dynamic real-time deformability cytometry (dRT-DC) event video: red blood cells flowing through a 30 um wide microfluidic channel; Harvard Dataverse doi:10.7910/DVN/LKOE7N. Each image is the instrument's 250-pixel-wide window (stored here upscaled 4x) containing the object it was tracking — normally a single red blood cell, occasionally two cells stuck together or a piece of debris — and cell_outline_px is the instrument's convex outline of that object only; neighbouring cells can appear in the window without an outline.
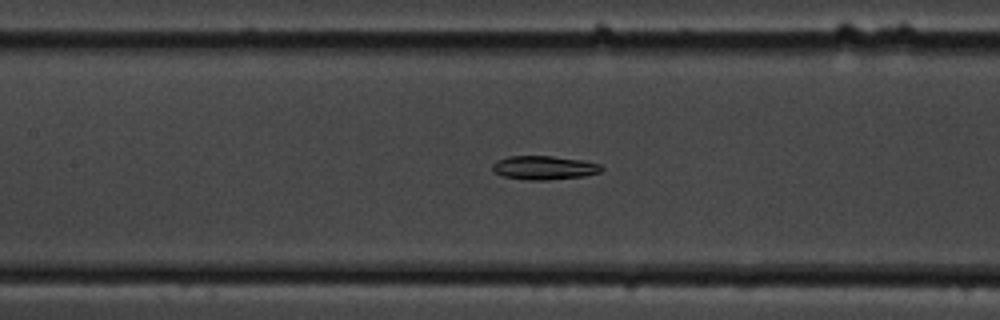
{"species": "common noctule bat (a hibernating species)", "species_latin": "Nyctalus noctula", "temperature_condition": "cold", "stored_images_in_passage": 59, "camera_frame_rate_fps": 3000, "um_per_image_px": 0.085, "animal": {"sex": "male", "body_mass_g": 19.5, "forearm_length_mm": 54.6}, "frame": {"image": 1, "passage_image": 27, "time_ms": 8.667, "image_size_px": [1000, 320], "cell_outline_px": [[604, 168], [600, 172], [584, 176], [548, 180], [528, 180], [504, 176], [496, 172], [492, 168], [492, 164], [496, 160], [508, 156], [552, 156], [584, 160], [600, 164]], "centroid_in_image_um": [46.27, 14.25], "position_along_channel_um": 161.1, "area_um2": 15.14}}
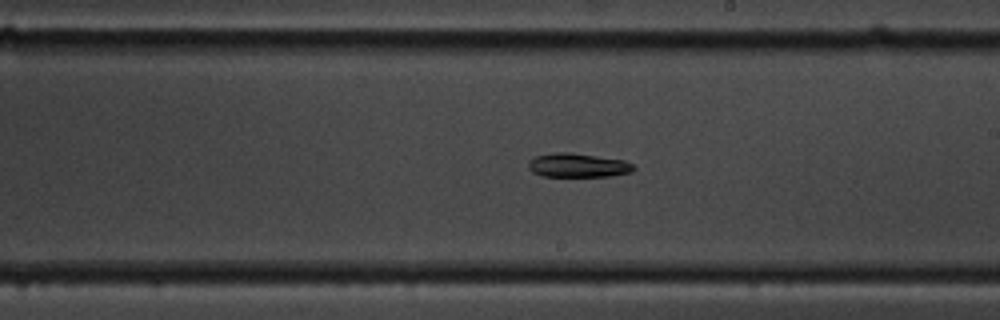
{"frame": {"image": 2, "passage_image": 34, "time_ms": 11.0, "image_size_px": [1000, 320], "cell_outline_px": [[636, 168], [632, 172], [612, 176], [544, 176], [532, 172], [528, 168], [528, 160], [536, 156], [556, 152], [568, 152], [624, 160], [632, 164]], "centroid_in_image_um": [49.12, 14.05], "position_along_channel_um": 239.9, "area_um2": 14.68}}
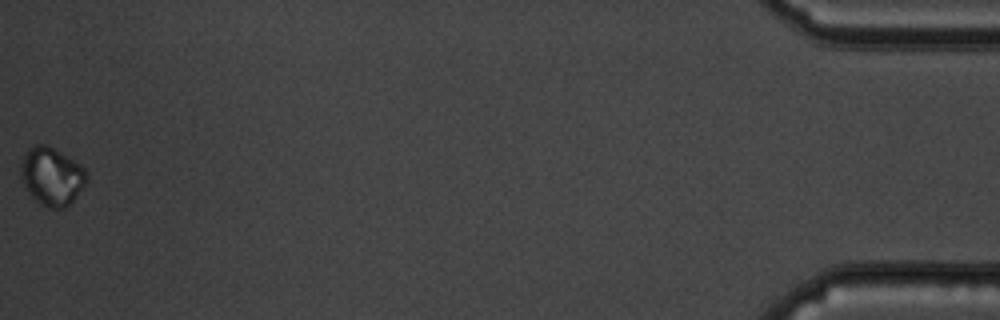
{"frame": {"image": 3, "passage_image": 59, "time_ms": 19.333, "image_size_px": [1000, 320], "cell_outline_px": [[88, 180], [76, 196], [64, 208], [48, 208], [40, 204], [32, 196], [20, 180], [20, 160], [24, 152], [28, 148], [36, 144], [44, 144], [60, 152], [80, 164], [88, 172]], "centroid_in_image_um": [4.37, 14.97], "position_along_channel_um": 430.8, "area_um2": 22.37}, "authors_computed_cell_mechanics": {"area_um2": 16.3574, "velocity_mm_per_s": 3.3858, "shape_relaxation_time_tau1_ms": 2.5545, "shape_relaxation_time_tau2_ms": null, "deformation_change_tau1": 0.0825, "deformation_change_tau2": null}}